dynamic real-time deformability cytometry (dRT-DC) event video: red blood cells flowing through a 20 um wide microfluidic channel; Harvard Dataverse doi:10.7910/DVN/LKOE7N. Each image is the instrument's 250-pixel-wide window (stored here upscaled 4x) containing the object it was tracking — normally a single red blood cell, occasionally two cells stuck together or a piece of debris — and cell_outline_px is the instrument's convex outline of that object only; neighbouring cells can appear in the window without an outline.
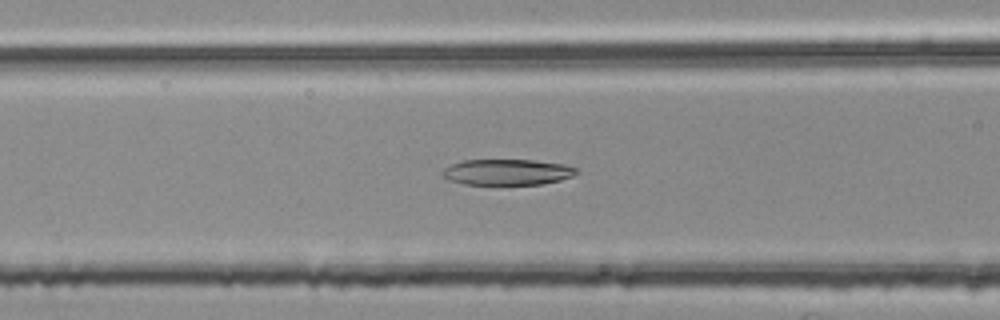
{"species": "common noctule bat (a hibernating species)", "species_latin": "Nyctalus noctula", "temperature_condition": "room temperature", "stored_images_in_passage": 46, "camera_frame_rate_fps": 3000, "um_per_image_px": 0.085, "animal": {"sex": "female", "body_mass_g": 25.1}, "frame": {"image": 1, "passage_image": 21, "time_ms": 6.667, "image_size_px": [1000, 320], "cell_outline_px": [[576, 172], [572, 176], [560, 180], [544, 184], [464, 184], [448, 180], [440, 172], [444, 168], [452, 164], [464, 160], [532, 160], [564, 164], [576, 168]], "centroid_in_image_um": [43.09, 14.63], "position_along_channel_um": 123.5, "area_um2": 20.06}}
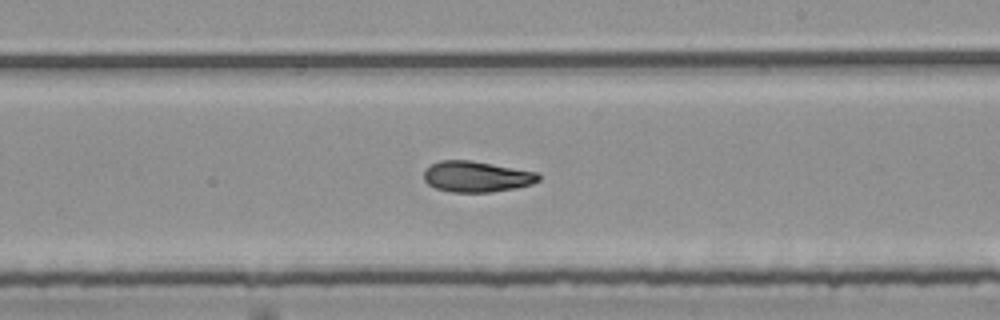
{"frame": {"image": 2, "passage_image": 31, "time_ms": 10.0, "image_size_px": [1000, 320], "cell_outline_px": [[540, 180], [532, 184], [516, 188], [492, 192], [452, 192], [436, 188], [428, 184], [424, 180], [424, 172], [432, 164], [440, 160], [472, 160], [536, 172], [540, 176]], "centroid_in_image_um": [40.52, 15.01], "position_along_channel_um": 248.5, "area_um2": 20.58}}
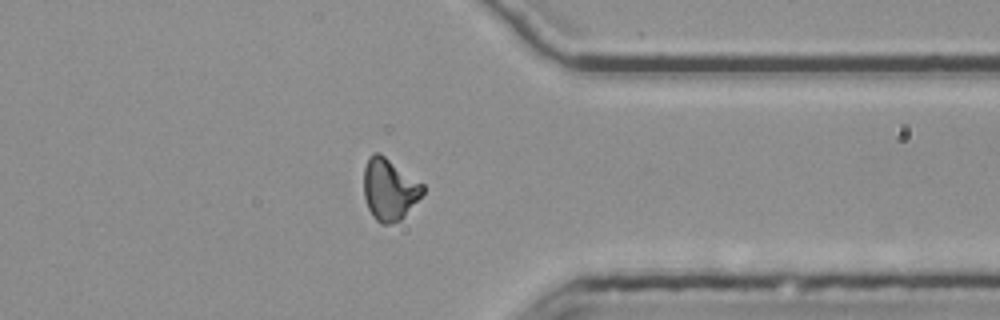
{"frame": {"image": 3, "passage_image": 42, "time_ms": 13.667, "image_size_px": [1000, 320], "cell_outline_px": [[424, 192], [404, 216], [400, 220], [388, 224], [380, 224], [372, 216], [368, 208], [364, 196], [364, 168], [368, 156], [372, 152], [380, 152], [424, 184]], "centroid_in_image_um": [33.08, 16.07], "position_along_channel_um": 378.3, "area_um2": 21.33}, "authors_computed_cell_mechanics": {"area_um2": 21.097, "velocity_mm_per_s": 3.7493, "shape_relaxation_time_tau1_ms": null, "shape_relaxation_time_tau2_ms": 2.8299, "deformation_change_tau1": null, "deformation_change_tau2": 0.0992}}